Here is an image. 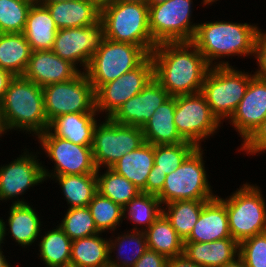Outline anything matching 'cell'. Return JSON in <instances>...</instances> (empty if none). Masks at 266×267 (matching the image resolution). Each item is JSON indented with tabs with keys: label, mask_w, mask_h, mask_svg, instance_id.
<instances>
[{
	"label": "cell",
	"mask_w": 266,
	"mask_h": 267,
	"mask_svg": "<svg viewBox=\"0 0 266 267\" xmlns=\"http://www.w3.org/2000/svg\"><path fill=\"white\" fill-rule=\"evenodd\" d=\"M153 78L154 64L149 55L138 67L103 84L95 92L98 114L110 118L123 103L140 93Z\"/></svg>",
	"instance_id": "cell-15"
},
{
	"label": "cell",
	"mask_w": 266,
	"mask_h": 267,
	"mask_svg": "<svg viewBox=\"0 0 266 267\" xmlns=\"http://www.w3.org/2000/svg\"><path fill=\"white\" fill-rule=\"evenodd\" d=\"M171 96L153 78L143 90L123 103L110 119L121 125L143 127L155 110Z\"/></svg>",
	"instance_id": "cell-18"
},
{
	"label": "cell",
	"mask_w": 266,
	"mask_h": 267,
	"mask_svg": "<svg viewBox=\"0 0 266 267\" xmlns=\"http://www.w3.org/2000/svg\"><path fill=\"white\" fill-rule=\"evenodd\" d=\"M120 233L122 232L117 233V236L108 237L109 266L133 267L148 249L145 232L127 230L122 234ZM113 253L116 256L112 255Z\"/></svg>",
	"instance_id": "cell-28"
},
{
	"label": "cell",
	"mask_w": 266,
	"mask_h": 267,
	"mask_svg": "<svg viewBox=\"0 0 266 267\" xmlns=\"http://www.w3.org/2000/svg\"><path fill=\"white\" fill-rule=\"evenodd\" d=\"M4 231H3V224H2V220H1V217H0V250H4L3 249V244L4 243ZM3 243V244H2Z\"/></svg>",
	"instance_id": "cell-51"
},
{
	"label": "cell",
	"mask_w": 266,
	"mask_h": 267,
	"mask_svg": "<svg viewBox=\"0 0 266 267\" xmlns=\"http://www.w3.org/2000/svg\"><path fill=\"white\" fill-rule=\"evenodd\" d=\"M230 235L228 215L225 205L217 198L208 201L184 242H212Z\"/></svg>",
	"instance_id": "cell-21"
},
{
	"label": "cell",
	"mask_w": 266,
	"mask_h": 267,
	"mask_svg": "<svg viewBox=\"0 0 266 267\" xmlns=\"http://www.w3.org/2000/svg\"><path fill=\"white\" fill-rule=\"evenodd\" d=\"M104 39L101 20L91 26L58 29L52 51L72 63L80 72H85Z\"/></svg>",
	"instance_id": "cell-16"
},
{
	"label": "cell",
	"mask_w": 266,
	"mask_h": 267,
	"mask_svg": "<svg viewBox=\"0 0 266 267\" xmlns=\"http://www.w3.org/2000/svg\"><path fill=\"white\" fill-rule=\"evenodd\" d=\"M35 208L29 202L26 204H11L9 211H7L9 215L6 221L1 217L4 241L6 236L10 234L16 245L22 248H29L33 243L36 244L44 227H42L43 221L41 222L42 219Z\"/></svg>",
	"instance_id": "cell-20"
},
{
	"label": "cell",
	"mask_w": 266,
	"mask_h": 267,
	"mask_svg": "<svg viewBox=\"0 0 266 267\" xmlns=\"http://www.w3.org/2000/svg\"><path fill=\"white\" fill-rule=\"evenodd\" d=\"M153 165L154 145L145 142L138 149L124 154L111 169L145 193V184Z\"/></svg>",
	"instance_id": "cell-27"
},
{
	"label": "cell",
	"mask_w": 266,
	"mask_h": 267,
	"mask_svg": "<svg viewBox=\"0 0 266 267\" xmlns=\"http://www.w3.org/2000/svg\"><path fill=\"white\" fill-rule=\"evenodd\" d=\"M258 24L225 20L198 23L192 43L211 67L232 66L224 59L253 58ZM223 59V60H222Z\"/></svg>",
	"instance_id": "cell-2"
},
{
	"label": "cell",
	"mask_w": 266,
	"mask_h": 267,
	"mask_svg": "<svg viewBox=\"0 0 266 267\" xmlns=\"http://www.w3.org/2000/svg\"><path fill=\"white\" fill-rule=\"evenodd\" d=\"M43 96L48 123L69 113L97 112L95 90L85 72L71 80L44 86Z\"/></svg>",
	"instance_id": "cell-11"
},
{
	"label": "cell",
	"mask_w": 266,
	"mask_h": 267,
	"mask_svg": "<svg viewBox=\"0 0 266 267\" xmlns=\"http://www.w3.org/2000/svg\"><path fill=\"white\" fill-rule=\"evenodd\" d=\"M217 1H219V0H202L201 4L203 6H207V5L211 4V6H212V4L217 3Z\"/></svg>",
	"instance_id": "cell-55"
},
{
	"label": "cell",
	"mask_w": 266,
	"mask_h": 267,
	"mask_svg": "<svg viewBox=\"0 0 266 267\" xmlns=\"http://www.w3.org/2000/svg\"><path fill=\"white\" fill-rule=\"evenodd\" d=\"M98 115V112H89L58 116L49 123L48 130L53 135L72 143L92 146L94 129L100 121L98 117H101Z\"/></svg>",
	"instance_id": "cell-23"
},
{
	"label": "cell",
	"mask_w": 266,
	"mask_h": 267,
	"mask_svg": "<svg viewBox=\"0 0 266 267\" xmlns=\"http://www.w3.org/2000/svg\"><path fill=\"white\" fill-rule=\"evenodd\" d=\"M238 152H245L244 154L255 156L256 154L266 153V118L255 129V131L241 143Z\"/></svg>",
	"instance_id": "cell-42"
},
{
	"label": "cell",
	"mask_w": 266,
	"mask_h": 267,
	"mask_svg": "<svg viewBox=\"0 0 266 267\" xmlns=\"http://www.w3.org/2000/svg\"><path fill=\"white\" fill-rule=\"evenodd\" d=\"M0 267H13L9 261H7L3 250H0Z\"/></svg>",
	"instance_id": "cell-50"
},
{
	"label": "cell",
	"mask_w": 266,
	"mask_h": 267,
	"mask_svg": "<svg viewBox=\"0 0 266 267\" xmlns=\"http://www.w3.org/2000/svg\"><path fill=\"white\" fill-rule=\"evenodd\" d=\"M62 218L58 225L72 241L100 233L88 206L69 208Z\"/></svg>",
	"instance_id": "cell-38"
},
{
	"label": "cell",
	"mask_w": 266,
	"mask_h": 267,
	"mask_svg": "<svg viewBox=\"0 0 266 267\" xmlns=\"http://www.w3.org/2000/svg\"><path fill=\"white\" fill-rule=\"evenodd\" d=\"M40 4L47 7L58 29L91 26L100 20V10L89 0Z\"/></svg>",
	"instance_id": "cell-25"
},
{
	"label": "cell",
	"mask_w": 266,
	"mask_h": 267,
	"mask_svg": "<svg viewBox=\"0 0 266 267\" xmlns=\"http://www.w3.org/2000/svg\"><path fill=\"white\" fill-rule=\"evenodd\" d=\"M183 254L201 267H222L239 256V243L233 238L212 242H184Z\"/></svg>",
	"instance_id": "cell-22"
},
{
	"label": "cell",
	"mask_w": 266,
	"mask_h": 267,
	"mask_svg": "<svg viewBox=\"0 0 266 267\" xmlns=\"http://www.w3.org/2000/svg\"><path fill=\"white\" fill-rule=\"evenodd\" d=\"M58 28L47 9L40 3L32 4L23 34L32 51L52 50Z\"/></svg>",
	"instance_id": "cell-26"
},
{
	"label": "cell",
	"mask_w": 266,
	"mask_h": 267,
	"mask_svg": "<svg viewBox=\"0 0 266 267\" xmlns=\"http://www.w3.org/2000/svg\"><path fill=\"white\" fill-rule=\"evenodd\" d=\"M166 267H201L190 261L184 254L168 258Z\"/></svg>",
	"instance_id": "cell-46"
},
{
	"label": "cell",
	"mask_w": 266,
	"mask_h": 267,
	"mask_svg": "<svg viewBox=\"0 0 266 267\" xmlns=\"http://www.w3.org/2000/svg\"><path fill=\"white\" fill-rule=\"evenodd\" d=\"M266 118V79L256 76L250 78L244 97L228 120L242 143Z\"/></svg>",
	"instance_id": "cell-17"
},
{
	"label": "cell",
	"mask_w": 266,
	"mask_h": 267,
	"mask_svg": "<svg viewBox=\"0 0 266 267\" xmlns=\"http://www.w3.org/2000/svg\"><path fill=\"white\" fill-rule=\"evenodd\" d=\"M42 232L38 239V257L45 267L66 265L71 260L72 240L57 226L49 231ZM41 238V239H40Z\"/></svg>",
	"instance_id": "cell-33"
},
{
	"label": "cell",
	"mask_w": 266,
	"mask_h": 267,
	"mask_svg": "<svg viewBox=\"0 0 266 267\" xmlns=\"http://www.w3.org/2000/svg\"><path fill=\"white\" fill-rule=\"evenodd\" d=\"M168 0H147L146 4L148 6H154V5H157V4H160V3H164Z\"/></svg>",
	"instance_id": "cell-52"
},
{
	"label": "cell",
	"mask_w": 266,
	"mask_h": 267,
	"mask_svg": "<svg viewBox=\"0 0 266 267\" xmlns=\"http://www.w3.org/2000/svg\"><path fill=\"white\" fill-rule=\"evenodd\" d=\"M22 151L24 152L16 157L17 159H13L10 163L8 161L3 166L0 165V202L2 203L11 200L12 204H26L27 200H24L22 195L31 187L33 189L45 181L42 161L37 159L42 153L37 150L35 154L26 146Z\"/></svg>",
	"instance_id": "cell-14"
},
{
	"label": "cell",
	"mask_w": 266,
	"mask_h": 267,
	"mask_svg": "<svg viewBox=\"0 0 266 267\" xmlns=\"http://www.w3.org/2000/svg\"><path fill=\"white\" fill-rule=\"evenodd\" d=\"M226 198L216 196L226 207L231 237L242 240L266 232V200L261 187L246 181Z\"/></svg>",
	"instance_id": "cell-5"
},
{
	"label": "cell",
	"mask_w": 266,
	"mask_h": 267,
	"mask_svg": "<svg viewBox=\"0 0 266 267\" xmlns=\"http://www.w3.org/2000/svg\"><path fill=\"white\" fill-rule=\"evenodd\" d=\"M51 180H55L54 182L60 186L68 209L88 206L98 192L96 173L54 176Z\"/></svg>",
	"instance_id": "cell-31"
},
{
	"label": "cell",
	"mask_w": 266,
	"mask_h": 267,
	"mask_svg": "<svg viewBox=\"0 0 266 267\" xmlns=\"http://www.w3.org/2000/svg\"><path fill=\"white\" fill-rule=\"evenodd\" d=\"M97 169V191L104 197L110 198L114 203L124 207L141 190L132 182L114 172L111 168ZM102 171V172H101Z\"/></svg>",
	"instance_id": "cell-36"
},
{
	"label": "cell",
	"mask_w": 266,
	"mask_h": 267,
	"mask_svg": "<svg viewBox=\"0 0 266 267\" xmlns=\"http://www.w3.org/2000/svg\"><path fill=\"white\" fill-rule=\"evenodd\" d=\"M257 68L253 71V75L262 79H266V31L258 27L255 42L254 56Z\"/></svg>",
	"instance_id": "cell-43"
},
{
	"label": "cell",
	"mask_w": 266,
	"mask_h": 267,
	"mask_svg": "<svg viewBox=\"0 0 266 267\" xmlns=\"http://www.w3.org/2000/svg\"><path fill=\"white\" fill-rule=\"evenodd\" d=\"M239 256L246 267H266V232L242 240Z\"/></svg>",
	"instance_id": "cell-41"
},
{
	"label": "cell",
	"mask_w": 266,
	"mask_h": 267,
	"mask_svg": "<svg viewBox=\"0 0 266 267\" xmlns=\"http://www.w3.org/2000/svg\"><path fill=\"white\" fill-rule=\"evenodd\" d=\"M99 121L94 129L93 159L97 169L111 168L121 157L145 143L141 127L121 125L110 118Z\"/></svg>",
	"instance_id": "cell-12"
},
{
	"label": "cell",
	"mask_w": 266,
	"mask_h": 267,
	"mask_svg": "<svg viewBox=\"0 0 266 267\" xmlns=\"http://www.w3.org/2000/svg\"><path fill=\"white\" fill-rule=\"evenodd\" d=\"M168 258L157 251L147 249L133 267H166Z\"/></svg>",
	"instance_id": "cell-44"
},
{
	"label": "cell",
	"mask_w": 266,
	"mask_h": 267,
	"mask_svg": "<svg viewBox=\"0 0 266 267\" xmlns=\"http://www.w3.org/2000/svg\"><path fill=\"white\" fill-rule=\"evenodd\" d=\"M97 9H99L100 11L102 9H104L107 6H110L111 4H113L114 2H116V0H89Z\"/></svg>",
	"instance_id": "cell-48"
},
{
	"label": "cell",
	"mask_w": 266,
	"mask_h": 267,
	"mask_svg": "<svg viewBox=\"0 0 266 267\" xmlns=\"http://www.w3.org/2000/svg\"><path fill=\"white\" fill-rule=\"evenodd\" d=\"M166 175L155 171V165H153L145 184V193L158 196L162 192Z\"/></svg>",
	"instance_id": "cell-45"
},
{
	"label": "cell",
	"mask_w": 266,
	"mask_h": 267,
	"mask_svg": "<svg viewBox=\"0 0 266 267\" xmlns=\"http://www.w3.org/2000/svg\"><path fill=\"white\" fill-rule=\"evenodd\" d=\"M39 148L54 164L52 170L42 165L45 181L54 176L96 173L92 146H83L53 135L48 129L40 133ZM54 161V162H53Z\"/></svg>",
	"instance_id": "cell-9"
},
{
	"label": "cell",
	"mask_w": 266,
	"mask_h": 267,
	"mask_svg": "<svg viewBox=\"0 0 266 267\" xmlns=\"http://www.w3.org/2000/svg\"><path fill=\"white\" fill-rule=\"evenodd\" d=\"M148 56L140 46L105 38L85 73L96 92L103 84L138 67Z\"/></svg>",
	"instance_id": "cell-8"
},
{
	"label": "cell",
	"mask_w": 266,
	"mask_h": 267,
	"mask_svg": "<svg viewBox=\"0 0 266 267\" xmlns=\"http://www.w3.org/2000/svg\"><path fill=\"white\" fill-rule=\"evenodd\" d=\"M148 249L157 251L167 258L184 252V240L178 235L163 213L145 231Z\"/></svg>",
	"instance_id": "cell-32"
},
{
	"label": "cell",
	"mask_w": 266,
	"mask_h": 267,
	"mask_svg": "<svg viewBox=\"0 0 266 267\" xmlns=\"http://www.w3.org/2000/svg\"><path fill=\"white\" fill-rule=\"evenodd\" d=\"M62 1H75V0H38V3H54V2H62Z\"/></svg>",
	"instance_id": "cell-54"
},
{
	"label": "cell",
	"mask_w": 266,
	"mask_h": 267,
	"mask_svg": "<svg viewBox=\"0 0 266 267\" xmlns=\"http://www.w3.org/2000/svg\"><path fill=\"white\" fill-rule=\"evenodd\" d=\"M252 76V71L239 70L235 65L211 67L208 71L201 92L211 112L222 125L235 112Z\"/></svg>",
	"instance_id": "cell-6"
},
{
	"label": "cell",
	"mask_w": 266,
	"mask_h": 267,
	"mask_svg": "<svg viewBox=\"0 0 266 267\" xmlns=\"http://www.w3.org/2000/svg\"><path fill=\"white\" fill-rule=\"evenodd\" d=\"M31 6L23 0H0L1 33H23Z\"/></svg>",
	"instance_id": "cell-40"
},
{
	"label": "cell",
	"mask_w": 266,
	"mask_h": 267,
	"mask_svg": "<svg viewBox=\"0 0 266 267\" xmlns=\"http://www.w3.org/2000/svg\"><path fill=\"white\" fill-rule=\"evenodd\" d=\"M208 201L179 200L167 203L162 207V213L168 219L178 235L185 240L194 228L203 206Z\"/></svg>",
	"instance_id": "cell-35"
},
{
	"label": "cell",
	"mask_w": 266,
	"mask_h": 267,
	"mask_svg": "<svg viewBox=\"0 0 266 267\" xmlns=\"http://www.w3.org/2000/svg\"><path fill=\"white\" fill-rule=\"evenodd\" d=\"M222 267H246V265L243 259L240 256H238L233 261L226 263Z\"/></svg>",
	"instance_id": "cell-49"
},
{
	"label": "cell",
	"mask_w": 266,
	"mask_h": 267,
	"mask_svg": "<svg viewBox=\"0 0 266 267\" xmlns=\"http://www.w3.org/2000/svg\"><path fill=\"white\" fill-rule=\"evenodd\" d=\"M51 267H75L73 264L69 263L66 265H58V266H51Z\"/></svg>",
	"instance_id": "cell-56"
},
{
	"label": "cell",
	"mask_w": 266,
	"mask_h": 267,
	"mask_svg": "<svg viewBox=\"0 0 266 267\" xmlns=\"http://www.w3.org/2000/svg\"><path fill=\"white\" fill-rule=\"evenodd\" d=\"M23 1L30 2L32 4L38 3V0H23Z\"/></svg>",
	"instance_id": "cell-57"
},
{
	"label": "cell",
	"mask_w": 266,
	"mask_h": 267,
	"mask_svg": "<svg viewBox=\"0 0 266 267\" xmlns=\"http://www.w3.org/2000/svg\"><path fill=\"white\" fill-rule=\"evenodd\" d=\"M102 233L72 241L70 263L75 267L109 266V240Z\"/></svg>",
	"instance_id": "cell-30"
},
{
	"label": "cell",
	"mask_w": 266,
	"mask_h": 267,
	"mask_svg": "<svg viewBox=\"0 0 266 267\" xmlns=\"http://www.w3.org/2000/svg\"><path fill=\"white\" fill-rule=\"evenodd\" d=\"M174 123L180 136L196 147H202V142L215 136L223 126L202 92L175 96Z\"/></svg>",
	"instance_id": "cell-13"
},
{
	"label": "cell",
	"mask_w": 266,
	"mask_h": 267,
	"mask_svg": "<svg viewBox=\"0 0 266 267\" xmlns=\"http://www.w3.org/2000/svg\"><path fill=\"white\" fill-rule=\"evenodd\" d=\"M197 147L190 142L175 145H154L155 171L170 174L175 171Z\"/></svg>",
	"instance_id": "cell-39"
},
{
	"label": "cell",
	"mask_w": 266,
	"mask_h": 267,
	"mask_svg": "<svg viewBox=\"0 0 266 267\" xmlns=\"http://www.w3.org/2000/svg\"><path fill=\"white\" fill-rule=\"evenodd\" d=\"M2 135H3V134H2V131H1V129H0V138H2ZM0 140H1V139H0Z\"/></svg>",
	"instance_id": "cell-58"
},
{
	"label": "cell",
	"mask_w": 266,
	"mask_h": 267,
	"mask_svg": "<svg viewBox=\"0 0 266 267\" xmlns=\"http://www.w3.org/2000/svg\"><path fill=\"white\" fill-rule=\"evenodd\" d=\"M31 47L23 33L0 34V68L13 76H23L27 68Z\"/></svg>",
	"instance_id": "cell-29"
},
{
	"label": "cell",
	"mask_w": 266,
	"mask_h": 267,
	"mask_svg": "<svg viewBox=\"0 0 266 267\" xmlns=\"http://www.w3.org/2000/svg\"><path fill=\"white\" fill-rule=\"evenodd\" d=\"M116 2L142 3V4H146L147 0H116Z\"/></svg>",
	"instance_id": "cell-53"
},
{
	"label": "cell",
	"mask_w": 266,
	"mask_h": 267,
	"mask_svg": "<svg viewBox=\"0 0 266 267\" xmlns=\"http://www.w3.org/2000/svg\"><path fill=\"white\" fill-rule=\"evenodd\" d=\"M162 207L156 195L140 192L123 207V219L132 222L131 231L145 232L161 215Z\"/></svg>",
	"instance_id": "cell-34"
},
{
	"label": "cell",
	"mask_w": 266,
	"mask_h": 267,
	"mask_svg": "<svg viewBox=\"0 0 266 267\" xmlns=\"http://www.w3.org/2000/svg\"><path fill=\"white\" fill-rule=\"evenodd\" d=\"M9 71L3 70L0 68V102L6 93L10 81L14 78Z\"/></svg>",
	"instance_id": "cell-47"
},
{
	"label": "cell",
	"mask_w": 266,
	"mask_h": 267,
	"mask_svg": "<svg viewBox=\"0 0 266 267\" xmlns=\"http://www.w3.org/2000/svg\"><path fill=\"white\" fill-rule=\"evenodd\" d=\"M150 56L154 78L171 97L202 91L211 66L191 41L157 44Z\"/></svg>",
	"instance_id": "cell-1"
},
{
	"label": "cell",
	"mask_w": 266,
	"mask_h": 267,
	"mask_svg": "<svg viewBox=\"0 0 266 267\" xmlns=\"http://www.w3.org/2000/svg\"><path fill=\"white\" fill-rule=\"evenodd\" d=\"M79 73L80 71L72 63L63 60L52 50H39L31 52L23 77L44 87L71 80Z\"/></svg>",
	"instance_id": "cell-19"
},
{
	"label": "cell",
	"mask_w": 266,
	"mask_h": 267,
	"mask_svg": "<svg viewBox=\"0 0 266 267\" xmlns=\"http://www.w3.org/2000/svg\"><path fill=\"white\" fill-rule=\"evenodd\" d=\"M175 97L160 105L143 125L144 140L152 145H175L186 142L174 123Z\"/></svg>",
	"instance_id": "cell-24"
},
{
	"label": "cell",
	"mask_w": 266,
	"mask_h": 267,
	"mask_svg": "<svg viewBox=\"0 0 266 267\" xmlns=\"http://www.w3.org/2000/svg\"><path fill=\"white\" fill-rule=\"evenodd\" d=\"M48 127L43 87L23 76H15L0 102V129L3 137L7 132L15 130L18 134L22 131L36 138Z\"/></svg>",
	"instance_id": "cell-3"
},
{
	"label": "cell",
	"mask_w": 266,
	"mask_h": 267,
	"mask_svg": "<svg viewBox=\"0 0 266 267\" xmlns=\"http://www.w3.org/2000/svg\"><path fill=\"white\" fill-rule=\"evenodd\" d=\"M193 0H168L149 6V29L156 44L186 42L194 38L198 23H193Z\"/></svg>",
	"instance_id": "cell-10"
},
{
	"label": "cell",
	"mask_w": 266,
	"mask_h": 267,
	"mask_svg": "<svg viewBox=\"0 0 266 267\" xmlns=\"http://www.w3.org/2000/svg\"><path fill=\"white\" fill-rule=\"evenodd\" d=\"M205 150L197 147L175 171L166 175L162 192L157 196L162 206L179 200L210 201L217 196L206 172Z\"/></svg>",
	"instance_id": "cell-7"
},
{
	"label": "cell",
	"mask_w": 266,
	"mask_h": 267,
	"mask_svg": "<svg viewBox=\"0 0 266 267\" xmlns=\"http://www.w3.org/2000/svg\"><path fill=\"white\" fill-rule=\"evenodd\" d=\"M149 6L114 2L100 11L105 38L140 46L148 55L156 47L149 29Z\"/></svg>",
	"instance_id": "cell-4"
},
{
	"label": "cell",
	"mask_w": 266,
	"mask_h": 267,
	"mask_svg": "<svg viewBox=\"0 0 266 267\" xmlns=\"http://www.w3.org/2000/svg\"><path fill=\"white\" fill-rule=\"evenodd\" d=\"M95 226L100 233L116 234L123 222V207L97 192L88 204ZM111 232H110V231Z\"/></svg>",
	"instance_id": "cell-37"
}]
</instances>
